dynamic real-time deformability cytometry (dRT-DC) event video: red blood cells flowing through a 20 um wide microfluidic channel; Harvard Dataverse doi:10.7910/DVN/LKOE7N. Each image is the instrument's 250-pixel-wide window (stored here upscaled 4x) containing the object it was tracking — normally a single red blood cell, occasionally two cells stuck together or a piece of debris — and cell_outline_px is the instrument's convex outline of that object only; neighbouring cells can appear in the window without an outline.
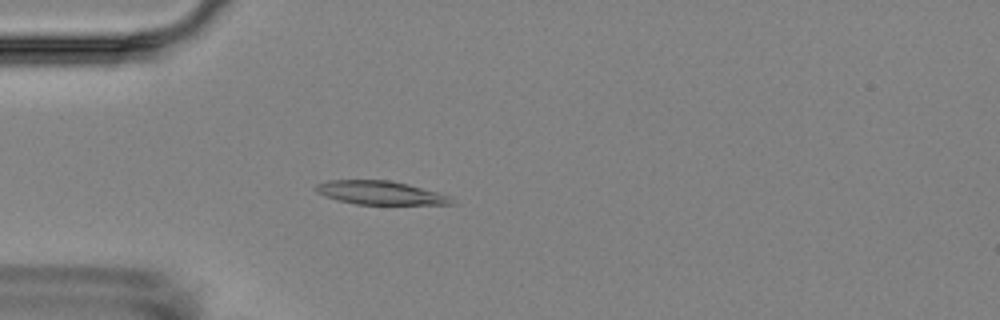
{"species": "Egyptian fruit bat (a non-hibernating species)", "species_latin": "Rousettus aegyptiacus", "temperature_condition": "room temperature", "stored_images_in_passage": 4, "camera_frame_rate_fps": 3000, "um_per_image_px": 0.085, "animal": {"sex": "female"}, "frame": {"image": 1, "passage_image": 4, "time_ms": 4.333, "image_size_px": [1000, 320], "cell_outline_px": [[456, 204], [356, 204], [336, 200], [324, 196], [316, 192], [312, 188], [316, 184], [328, 180], [388, 180], [408, 184], [436, 192], [448, 196]], "centroid_in_image_um": [32.22, 16.38], "position_along_channel_um": 52.8, "area_um2": 18.55}}